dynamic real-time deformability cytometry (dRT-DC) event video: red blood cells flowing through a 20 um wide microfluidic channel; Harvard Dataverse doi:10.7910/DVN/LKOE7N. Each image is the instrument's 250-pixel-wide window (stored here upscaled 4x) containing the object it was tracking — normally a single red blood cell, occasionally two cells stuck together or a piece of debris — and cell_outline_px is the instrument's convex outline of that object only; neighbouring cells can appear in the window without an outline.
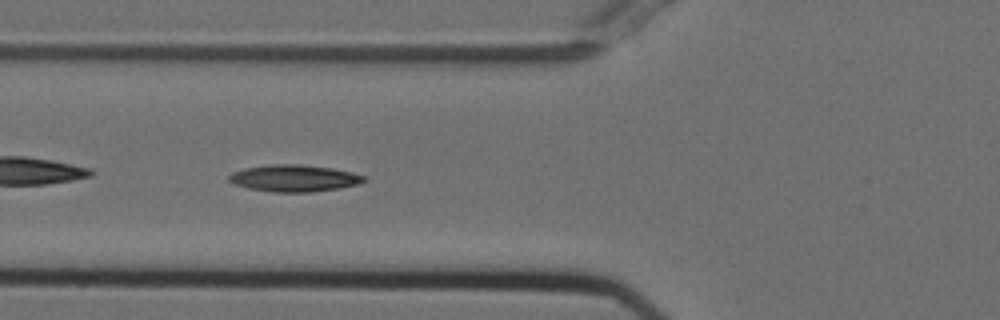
{"species": "Egyptian fruit bat (a non-hibernating species)", "species_latin": "Rousettus aegyptiacus", "temperature_condition": "cold", "stored_images_in_passage": 43, "camera_frame_rate_fps": 3000, "um_per_image_px": 0.085, "animal": {"sex": "female"}, "frame": {"image": 1, "passage_image": 8, "time_ms": 2.333, "image_size_px": [1000, 320], "cell_outline_px": [[368, 180], [356, 184], [340, 188], [312, 192], [272, 192], [248, 188], [236, 184], [228, 180], [228, 176], [232, 172], [244, 168], [272, 164], [300, 164], [332, 168], [352, 172], [364, 176]], "centroid_in_image_um": [25.0, 15.14], "position_along_channel_um": 100.8, "area_um2": 21.1}}
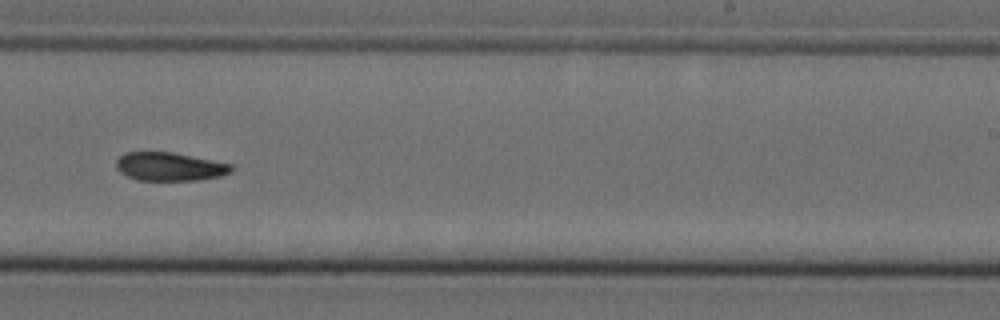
{"frame": {"image": 2, "passage_image": 22, "time_ms": 7.0, "image_size_px": [1000, 320], "cell_outline_px": [[232, 172], [220, 176], [196, 180], [136, 180], [120, 172], [116, 168], [116, 160], [124, 152], [172, 152], [232, 164]], "centroid_in_image_um": [14.4, 14.16], "position_along_channel_um": 274.6, "area_um2": 19.02}}
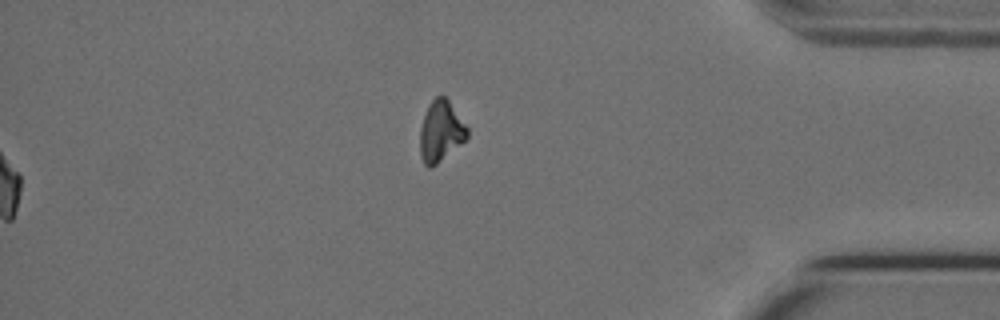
{"frame": {"image": 3, "passage_image": 43, "time_ms": 14.0, "image_size_px": [1000, 320], "cell_outline_px": [[468, 136], [464, 140], [436, 164], [428, 168], [424, 164], [420, 156], [420, 128], [428, 104], [436, 96], [444, 96], [448, 100], [468, 128]], "centroid_in_image_um": [37.44, 11.15], "position_along_channel_um": 397.8, "area_um2": 16.42}, "authors_computed_cell_mechanics": {"area_um2": 19.652, "velocity_mm_per_s": 3.7265, "shape_relaxation_time_tau1_ms": 9.0575, "shape_relaxation_time_tau2_ms": null, "deformation_change_tau1": 0.2038, "deformation_change_tau2": null}}